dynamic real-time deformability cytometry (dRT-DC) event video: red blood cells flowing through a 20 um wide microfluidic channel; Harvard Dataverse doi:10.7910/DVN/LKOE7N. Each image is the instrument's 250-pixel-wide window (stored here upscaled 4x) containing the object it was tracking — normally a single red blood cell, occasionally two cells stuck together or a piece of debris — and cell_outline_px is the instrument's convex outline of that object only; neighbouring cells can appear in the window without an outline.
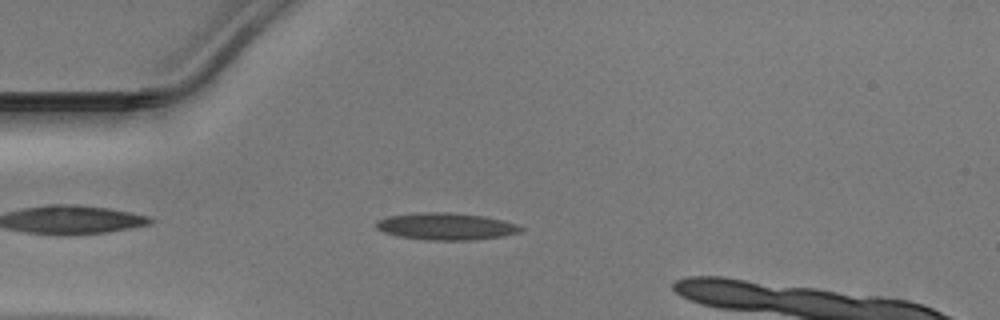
{"species": "Egyptian fruit bat (a non-hibernating species)", "species_latin": "Rousettus aegyptiacus", "temperature_condition": "warm", "stored_images_in_passage": 36, "camera_frame_rate_fps": 3000, "um_per_image_px": 0.085, "animal": {"sex": "male"}, "frame": {"image": 1, "passage_image": 5, "time_ms": 1.333, "image_size_px": [1000, 320], "cell_outline_px": [[524, 228], [520, 232], [500, 236], [476, 240], [428, 240], [400, 236], [384, 232], [376, 228], [372, 224], [376, 220], [384, 216], [412, 212], [448, 212], [484, 216], [516, 224]], "centroid_in_image_um": [37.81, 19.23], "position_along_channel_um": 47.2, "area_um2": 22.95}}
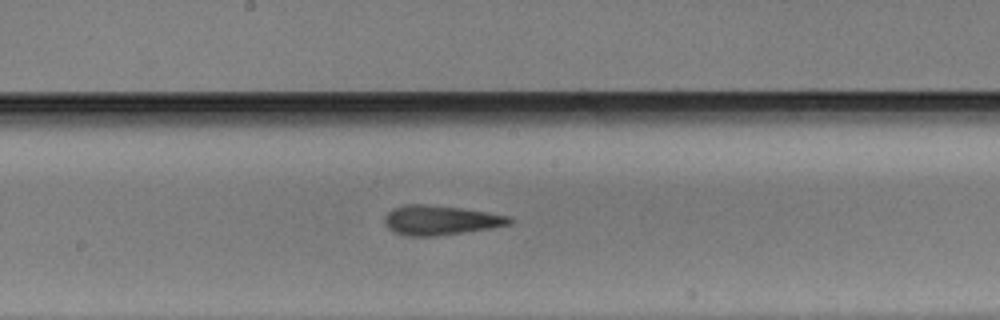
{"frame": {"image": 2, "passage_image": 18, "time_ms": 5.667, "image_size_px": [1000, 320], "cell_outline_px": [[512, 220], [508, 224], [492, 228], [436, 236], [408, 236], [396, 232], [388, 228], [384, 224], [384, 216], [392, 208], [404, 204], [424, 204], [460, 208], [488, 212], [512, 216]], "centroid_in_image_um": [37.41, 18.71], "position_along_channel_um": 210.8, "area_um2": 21.5}}
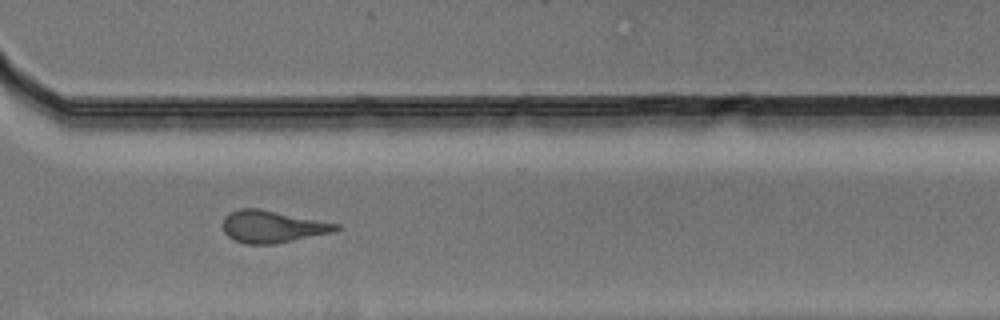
{"frame": {"image": 3, "passage_image": 28, "time_ms": 9.0, "image_size_px": [1000, 320], "cell_outline_px": [[340, 228], [332, 232], [272, 244], [248, 244], [236, 240], [228, 236], [224, 232], [224, 216], [228, 212], [240, 208], [260, 208], [340, 224]], "centroid_in_image_um": [23.13, 19.24], "position_along_channel_um": 347.5, "area_um2": 20.98}}